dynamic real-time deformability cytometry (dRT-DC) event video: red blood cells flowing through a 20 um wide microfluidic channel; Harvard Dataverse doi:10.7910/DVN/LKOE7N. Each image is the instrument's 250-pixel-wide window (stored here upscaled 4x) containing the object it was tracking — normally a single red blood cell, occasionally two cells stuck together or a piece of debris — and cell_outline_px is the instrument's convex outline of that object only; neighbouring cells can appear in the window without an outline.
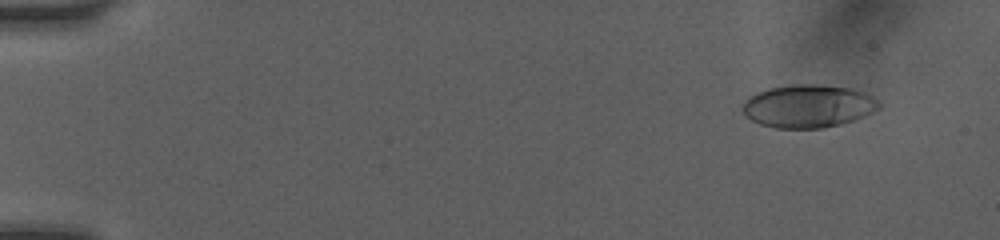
{"species": "human", "species_latin": "Homo sapiens", "temperature_condition": "room temperature", "stored_images_in_passage": 28, "camera_frame_rate_fps": 3000, "um_per_image_px": 0.085, "donor": {"sex": "female"}, "frame": {"image": 1, "passage_image": 3, "time_ms": 1.0, "image_size_px": [1000, 240], "cell_outline_px": [[880, 108], [864, 116], [840, 124], [824, 128], [776, 128], [760, 124], [752, 120], [744, 112], [744, 100], [748, 96], [756, 92], [768, 88], [792, 84], [816, 84], [852, 88], [864, 92], [876, 100], [880, 104]], "centroid_in_image_um": [68.68, 9.01], "position_along_channel_um": 16.3, "area_um2": 34.04}}
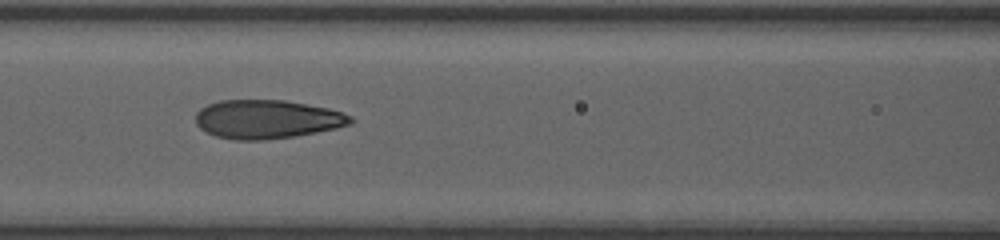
{"frame": {"image": 2, "passage_image": 13, "time_ms": 7.333, "image_size_px": [1000, 240], "cell_outline_px": [[356, 120], [352, 124], [336, 128], [296, 136], [264, 140], [236, 140], [216, 136], [200, 128], [196, 124], [196, 112], [200, 108], [208, 104], [220, 100], [284, 100], [328, 108], [352, 116]], "centroid_in_image_um": [22.71, 10.13], "position_along_channel_um": 143.9, "area_um2": 35.03}}
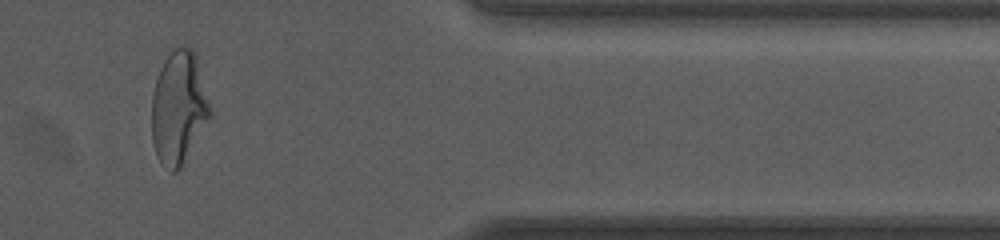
{"frame": {"image": 3, "passage_image": 24, "time_ms": 14.0, "image_size_px": [1000, 240], "cell_outline_px": [[212, 116], [180, 168], [176, 172], [172, 172], [160, 164], [156, 156], [152, 144], [152, 96], [156, 80], [160, 68], [164, 60], [180, 44], [184, 44], [192, 48], [196, 60], [212, 112]], "centroid_in_image_um": [15.17, 9.2], "position_along_channel_um": 396.2, "area_um2": 38.26}, "authors_computed_cell_mechanics": {"area_um2": 35.0557, "velocity_mm_per_s": 4.1206, "shape_relaxation_time_tau1_ms": 5.2826, "shape_relaxation_time_tau2_ms": 0.9265, "deformation_change_tau1": 0.2063, "deformation_change_tau2": 0.0767}}